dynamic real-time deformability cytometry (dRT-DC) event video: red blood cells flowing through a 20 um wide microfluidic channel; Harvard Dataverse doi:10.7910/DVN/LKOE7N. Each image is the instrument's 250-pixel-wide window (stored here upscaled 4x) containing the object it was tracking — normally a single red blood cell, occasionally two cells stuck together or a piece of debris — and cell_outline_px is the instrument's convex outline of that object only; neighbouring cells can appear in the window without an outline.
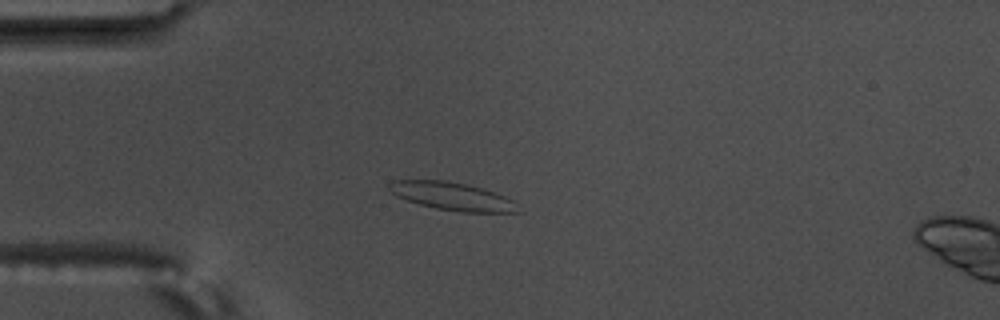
{"species": "common noctule bat (a hibernating species)", "species_latin": "Nyctalus noctula", "temperature_condition": "warm", "stored_images_in_passage": 8, "camera_frame_rate_fps": 3000, "um_per_image_px": 0.085, "animal": {"sex": "male", "body_mass_g": 17.5, "forearm_length_mm": 52.3}, "frame": {"image": 1, "passage_image": 3, "time_ms": 0.667, "image_size_px": [1000, 320], "cell_outline_px": [[524, 212], [460, 212], [436, 208], [420, 204], [396, 196], [388, 188], [388, 184], [392, 180], [444, 180], [468, 184], [484, 188], [504, 196], [512, 200]], "centroid_in_image_um": [38.46, 16.68], "position_along_channel_um": 46.5, "area_um2": 21.04}}
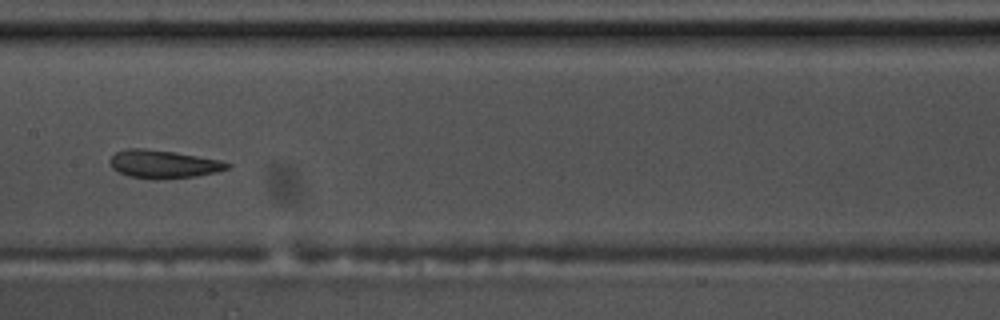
{"frame": {"image": 2, "passage_image": 7, "time_ms": 2.0, "image_size_px": [1000, 320], "cell_outline_px": [[232, 164], [228, 168], [216, 172], [196, 176], [156, 180], [128, 176], [112, 168], [108, 164], [108, 160], [116, 152], [128, 148], [144, 148], [172, 152], [220, 160]], "centroid_in_image_um": [13.84, 13.96], "position_along_channel_um": 193.6, "area_um2": 19.19}}
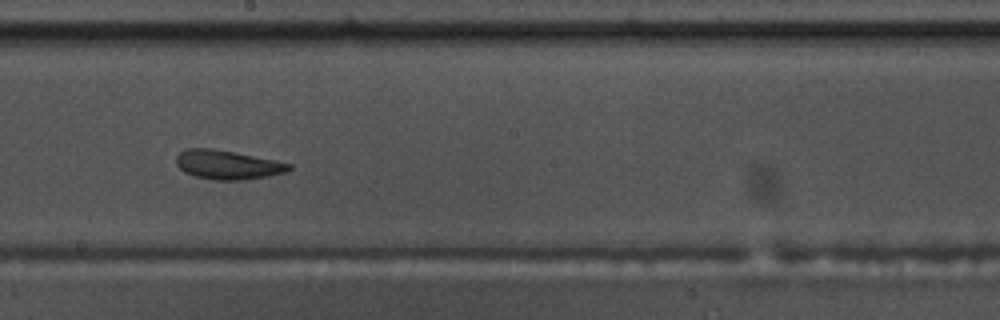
{"frame": {"image": 3, "passage_image": 8, "time_ms": 2.333, "image_size_px": [1000, 320], "cell_outline_px": [[292, 168], [288, 172], [268, 176], [244, 180], [216, 180], [196, 176], [184, 172], [176, 164], [176, 156], [184, 148], [212, 148], [276, 160], [292, 164]], "centroid_in_image_um": [19.36, 14.0], "position_along_channel_um": 228.8, "area_um2": 19.19}}